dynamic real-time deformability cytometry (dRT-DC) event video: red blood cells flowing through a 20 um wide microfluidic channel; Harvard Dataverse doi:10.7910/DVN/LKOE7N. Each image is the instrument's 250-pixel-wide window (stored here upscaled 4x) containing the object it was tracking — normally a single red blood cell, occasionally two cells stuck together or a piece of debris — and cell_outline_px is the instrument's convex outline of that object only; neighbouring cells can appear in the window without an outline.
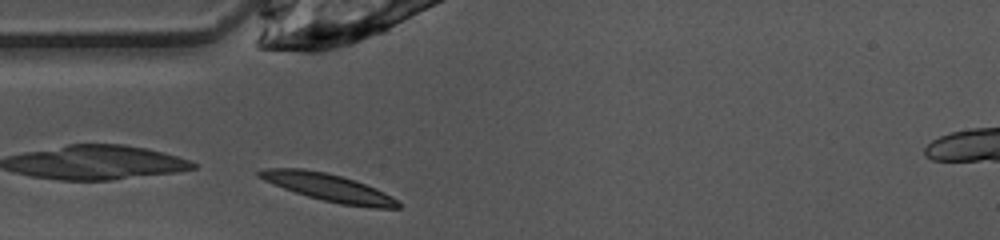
{"species": "common noctule bat (a hibernating species)", "species_latin": "Nyctalus noctula", "temperature_condition": "warm", "stored_images_in_passage": 27, "camera_frame_rate_fps": 3000, "um_per_image_px": 0.085, "animal": {"sex": "female", "body_mass_g": 10.0, "forearm_length_mm": 53.1}, "frame": {"image": 1, "passage_image": 1, "time_ms": 0.0, "image_size_px": [1000, 240], "cell_outline_px": [[400, 208], [372, 208], [340, 204], [308, 196], [284, 188], [264, 180], [256, 176], [256, 172], [268, 168], [304, 168], [324, 172], [340, 176], [376, 188], [392, 196], [400, 204]], "centroid_in_image_um": [27.92, 15.94], "position_along_channel_um": 57.1, "area_um2": 21.91}}
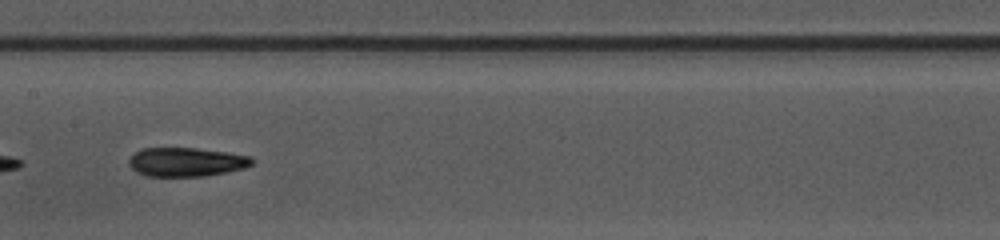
{"frame": {"image": 2, "passage_image": 11, "time_ms": 3.333, "image_size_px": [1000, 240], "cell_outline_px": [[252, 164], [244, 168], [228, 172], [204, 176], [148, 176], [136, 172], [128, 164], [128, 160], [136, 152], [144, 148], [196, 148], [228, 152], [252, 156]], "centroid_in_image_um": [15.85, 13.77], "position_along_channel_um": 191.6, "area_um2": 20.75}}
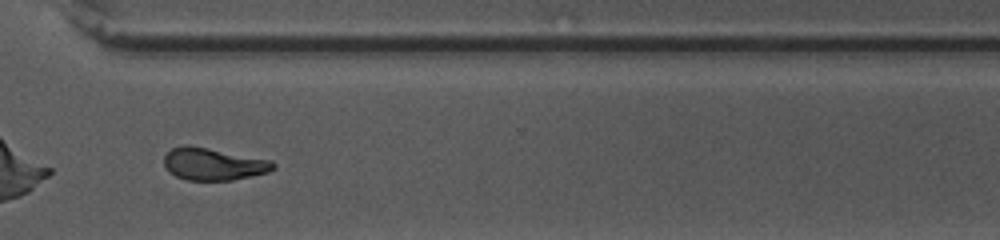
{"frame": {"image": 3, "passage_image": 23, "time_ms": 7.333, "image_size_px": [1000, 240], "cell_outline_px": [[276, 168], [268, 172], [252, 176], [232, 180], [188, 180], [176, 176], [168, 172], [164, 164], [164, 156], [172, 148], [208, 148], [272, 160], [276, 164]], "centroid_in_image_um": [18.2, 13.98], "position_along_channel_um": 352.4, "area_um2": 20.06}, "authors_computed_cell_mechanics": {"area_um2": 20.7502, "velocity_mm_per_s": 4.0265, "shape_relaxation_time_tau1_ms": 4.7175, "shape_relaxation_time_tau2_ms": 2.0762, "deformation_change_tau1": 0.1933, "deformation_change_tau2": 0.0952}}